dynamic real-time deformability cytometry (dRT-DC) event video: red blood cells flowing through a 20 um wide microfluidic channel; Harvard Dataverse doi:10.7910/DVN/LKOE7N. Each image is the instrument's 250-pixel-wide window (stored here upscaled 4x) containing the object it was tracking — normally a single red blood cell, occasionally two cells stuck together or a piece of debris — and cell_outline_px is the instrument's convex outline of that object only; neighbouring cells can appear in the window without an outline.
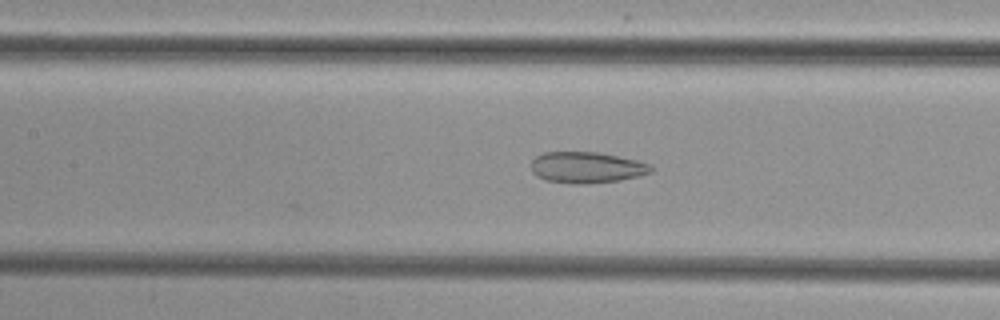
{"species": "common noctule bat (a hibernating species)", "species_latin": "Nyctalus noctula", "temperature_condition": "cold", "stored_images_in_passage": 38, "camera_frame_rate_fps": 3000, "um_per_image_px": 0.085, "animal": {"sex": "female", "body_mass_g": 29.2, "forearm_length_mm": 56.3}, "frame": {"image": 1, "passage_image": 23, "time_ms": 7.333, "image_size_px": [1000, 320], "cell_outline_px": [[652, 172], [640, 176], [620, 180], [584, 184], [572, 184], [544, 180], [536, 176], [532, 172], [532, 160], [536, 156], [544, 152], [596, 152], [636, 160], [648, 164], [652, 168]], "centroid_in_image_um": [49.83, 14.24], "position_along_channel_um": 157.6, "area_um2": 21.73}}
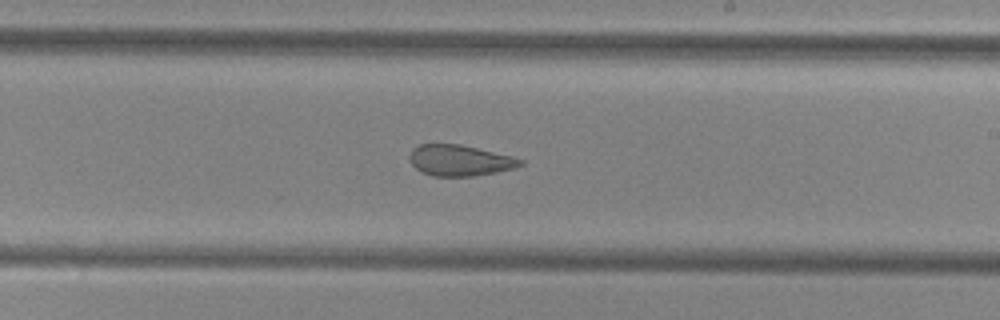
{"frame": {"image": 2, "passage_image": 30, "time_ms": 9.667, "image_size_px": [1000, 320], "cell_outline_px": [[524, 164], [516, 168], [496, 172], [472, 176], [432, 176], [420, 172], [412, 164], [408, 156], [412, 148], [420, 144], [460, 144], [512, 156], [524, 160]], "centroid_in_image_um": [39.07, 13.63], "position_along_channel_um": 249.9, "area_um2": 20.11}}
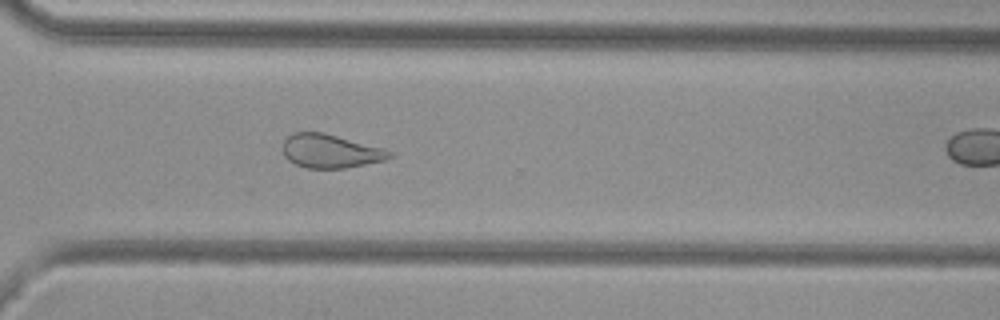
{"frame": {"image": 3, "passage_image": 37, "time_ms": 12.0, "image_size_px": [1000, 320], "cell_outline_px": [[392, 156], [384, 160], [344, 168], [308, 168], [296, 164], [288, 160], [284, 156], [284, 140], [292, 132], [324, 132], [384, 148], [392, 152]], "centroid_in_image_um": [28.08, 12.83], "position_along_channel_um": 342.5, "area_um2": 20.81}}